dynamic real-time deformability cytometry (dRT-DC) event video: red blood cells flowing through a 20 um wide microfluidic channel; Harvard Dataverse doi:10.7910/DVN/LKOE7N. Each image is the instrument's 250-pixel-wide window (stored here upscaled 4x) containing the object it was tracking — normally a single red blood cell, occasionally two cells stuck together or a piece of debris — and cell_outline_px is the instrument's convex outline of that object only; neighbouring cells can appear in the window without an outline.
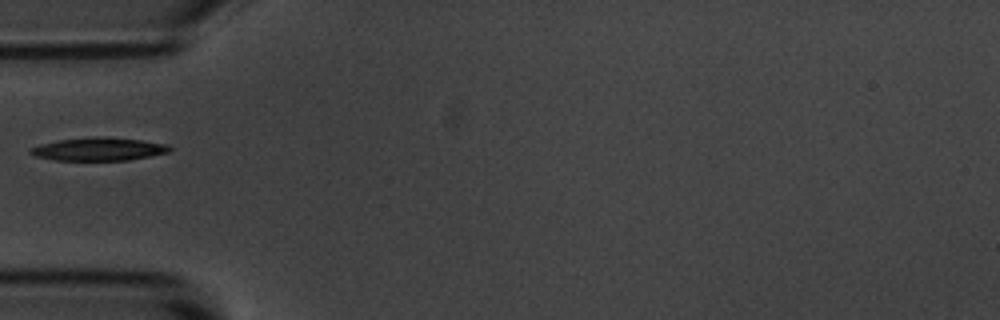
{"species": "common noctule bat (a hibernating species)", "species_latin": "Nyctalus noctula", "temperature_condition": "room temperature", "stored_images_in_passage": 5, "camera_frame_rate_fps": 3000, "um_per_image_px": 0.085, "animal": {"sex": "male", "body_mass_g": 20.1, "forearm_length_mm": 53.5}, "frame": {"image": 1, "passage_image": 5, "time_ms": 5.333, "image_size_px": [1000, 320], "cell_outline_px": [[172, 148], [168, 152], [128, 160], [52, 160], [36, 156], [28, 152], [28, 148], [40, 144], [60, 140], [96, 136], [104, 136], [140, 140], [168, 144]], "centroid_in_image_um": [8.35, 12.67], "position_along_channel_um": 76.6, "area_um2": 18.67}}